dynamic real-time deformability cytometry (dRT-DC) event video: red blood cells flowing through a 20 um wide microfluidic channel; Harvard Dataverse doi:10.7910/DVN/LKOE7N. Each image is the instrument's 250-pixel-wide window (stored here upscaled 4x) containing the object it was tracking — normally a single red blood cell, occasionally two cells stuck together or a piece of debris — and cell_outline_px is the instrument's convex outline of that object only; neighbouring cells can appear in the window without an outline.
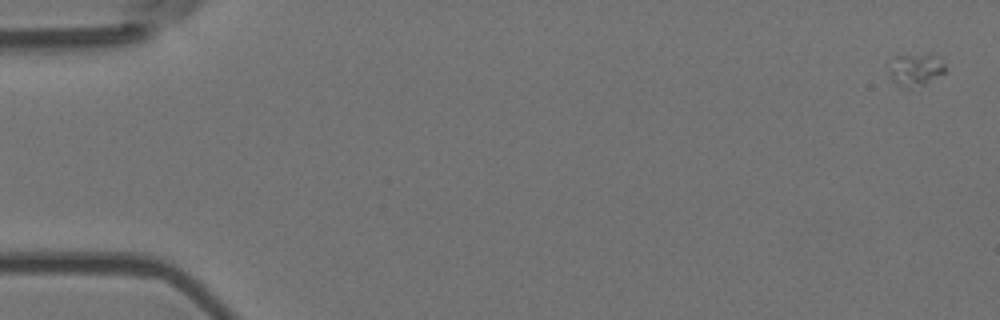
{"species": "Egyptian fruit bat (a non-hibernating species)", "species_latin": "Rousettus aegyptiacus", "temperature_condition": "room temperature", "stored_images_in_passage": 4, "camera_frame_rate_fps": 3000, "um_per_image_px": 0.085, "animal": {"sex": "female"}, "frame": {"image": 1, "passage_image": 1, "time_ms": 0.0, "image_size_px": [1000, 320], "cell_outline_px": [[944, 72], [924, 84], [908, 88], [896, 84], [892, 80], [888, 68], [896, 56], [928, 52], [936, 56], [944, 64]], "centroid_in_image_um": [77.8, 5.88], "position_along_channel_um": 7.2, "area_um2": 10.52}}